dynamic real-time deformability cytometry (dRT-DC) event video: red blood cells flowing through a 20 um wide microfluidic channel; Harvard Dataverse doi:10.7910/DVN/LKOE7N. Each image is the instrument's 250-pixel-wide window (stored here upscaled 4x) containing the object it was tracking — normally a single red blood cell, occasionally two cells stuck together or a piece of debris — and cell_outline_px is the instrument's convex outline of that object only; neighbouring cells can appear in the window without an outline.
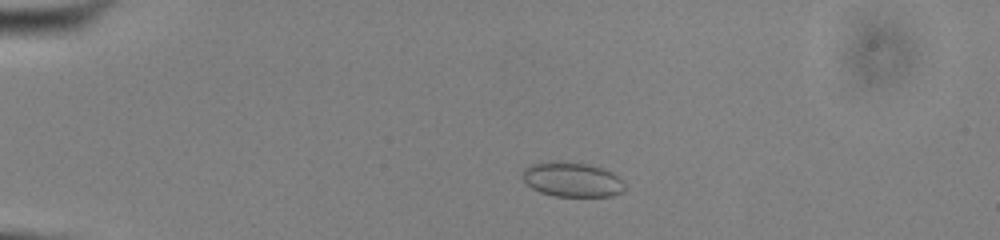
{"species": "common noctule bat (a hibernating species)", "species_latin": "Nyctalus noctula", "temperature_condition": "cold", "stored_images_in_passage": 49, "camera_frame_rate_fps": 3000, "um_per_image_px": 0.085, "animal": {"sex": "male", "body_mass_g": 13.0, "forearm_length_mm": 53.1}, "frame": {"image": 1, "passage_image": 8, "time_ms": 2.333, "image_size_px": [1000, 240], "cell_outline_px": [[624, 192], [612, 196], [552, 196], [540, 192], [532, 188], [524, 180], [524, 168], [528, 164], [552, 160], [560, 160], [588, 164], [612, 172], [620, 176], [624, 184]], "centroid_in_image_um": [48.63, 15.25], "position_along_channel_um": 36.4, "area_um2": 20.92}}
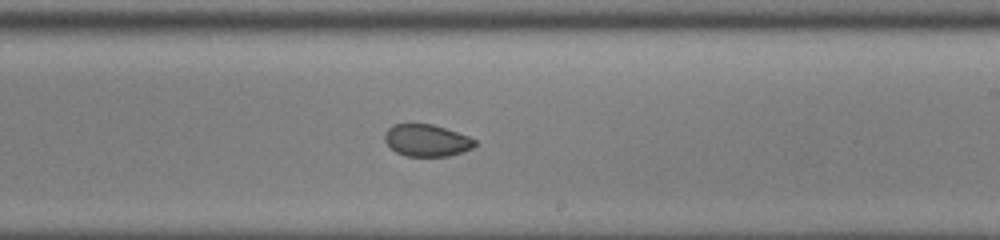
{"frame": {"image": 2, "passage_image": 29, "time_ms": 9.333, "image_size_px": [1000, 240], "cell_outline_px": [[476, 144], [472, 148], [464, 152], [448, 156], [404, 156], [396, 152], [384, 140], [384, 132], [392, 124], [432, 124], [468, 136], [476, 140]], "centroid_in_image_um": [36.26, 11.94], "position_along_channel_um": 252.7, "area_um2": 16.82}}
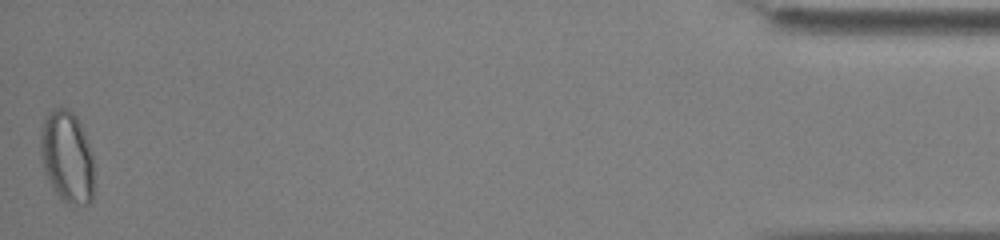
{"frame": {"image": 3, "passage_image": 49, "time_ms": 16.0, "image_size_px": [1000, 240], "cell_outline_px": [[92, 200], [88, 204], [72, 208], [60, 200], [52, 188], [44, 172], [40, 152], [40, 132], [44, 120], [48, 112], [52, 108], [68, 108], [76, 116], [84, 132], [92, 152]], "centroid_in_image_um": [5.67, 13.38], "position_along_channel_um": 429.5, "area_um2": 29.13}, "authors_computed_cell_mechanics": {"area_um2": 19.1318, "velocity_mm_per_s": 3.8961, "shape_relaxation_time_tau1_ms": null, "shape_relaxation_time_tau2_ms": 1.5485, "deformation_change_tau1": null, "deformation_change_tau2": 0.0275}}